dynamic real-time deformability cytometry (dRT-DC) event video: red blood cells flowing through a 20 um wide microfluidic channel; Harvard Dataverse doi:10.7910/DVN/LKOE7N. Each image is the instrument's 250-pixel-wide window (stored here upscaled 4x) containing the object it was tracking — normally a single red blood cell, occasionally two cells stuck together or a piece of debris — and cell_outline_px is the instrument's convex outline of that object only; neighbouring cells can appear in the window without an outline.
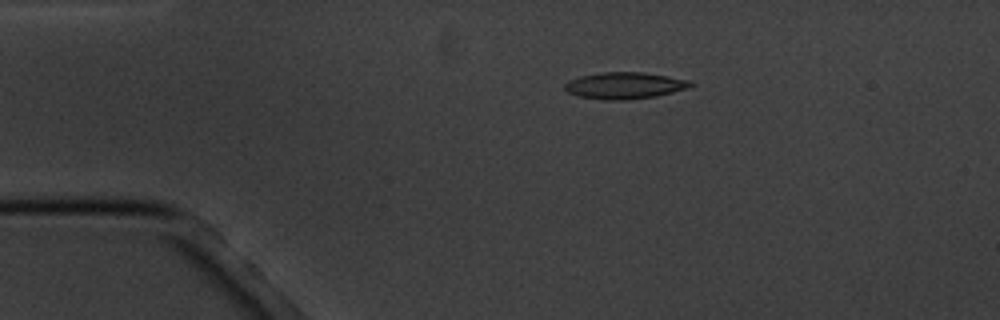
{"species": "common noctule bat (a hibernating species)", "species_latin": "Nyctalus noctula", "temperature_condition": "cold", "stored_images_in_passage": 7, "camera_frame_rate_fps": 3000, "um_per_image_px": 0.085, "animal": {"sex": "male", "body_mass_g": 20.1, "forearm_length_mm": 53.5}, "frame": {"image": 1, "passage_image": 3, "time_ms": 2.333, "image_size_px": [1000, 320], "cell_outline_px": [[692, 84], [688, 88], [656, 96], [624, 100], [608, 100], [580, 96], [568, 92], [564, 88], [564, 84], [568, 80], [580, 76], [600, 72], [644, 72], [668, 76], [688, 80]], "centroid_in_image_um": [53.06, 7.26], "position_along_channel_um": 31.9, "area_um2": 19.36}}
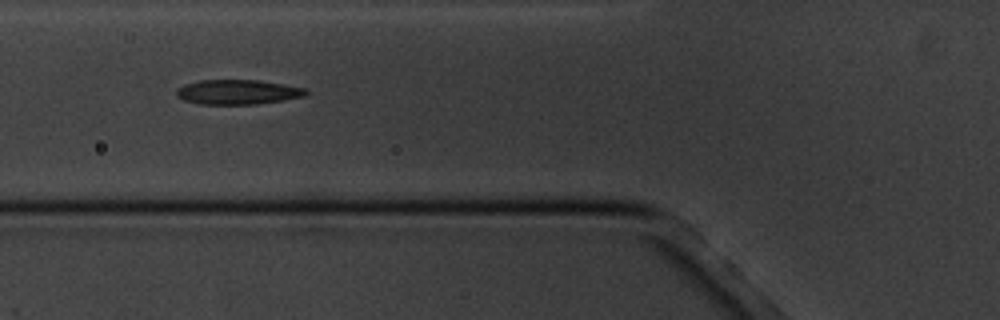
{"frame": {"image": 2, "passage_image": 6, "time_ms": 5.667, "image_size_px": [1000, 320], "cell_outline_px": [[308, 92], [304, 96], [284, 100], [256, 104], [200, 104], [184, 100], [176, 96], [176, 88], [184, 84], [200, 80], [256, 80], [284, 84], [308, 88]], "centroid_in_image_um": [20.2, 7.82], "position_along_channel_um": 105.6, "area_um2": 18.73}}
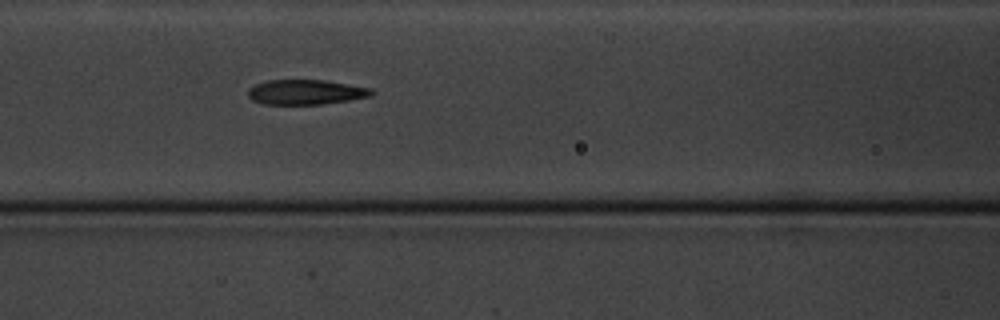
{"frame": {"image": 3, "passage_image": 7, "time_ms": 6.667, "image_size_px": [1000, 320], "cell_outline_px": [[376, 92], [372, 96], [324, 104], [264, 104], [252, 100], [248, 96], [248, 88], [256, 84], [268, 80], [324, 80], [372, 88]], "centroid_in_image_um": [26.01, 7.83], "position_along_channel_um": 140.6, "area_um2": 17.98}}